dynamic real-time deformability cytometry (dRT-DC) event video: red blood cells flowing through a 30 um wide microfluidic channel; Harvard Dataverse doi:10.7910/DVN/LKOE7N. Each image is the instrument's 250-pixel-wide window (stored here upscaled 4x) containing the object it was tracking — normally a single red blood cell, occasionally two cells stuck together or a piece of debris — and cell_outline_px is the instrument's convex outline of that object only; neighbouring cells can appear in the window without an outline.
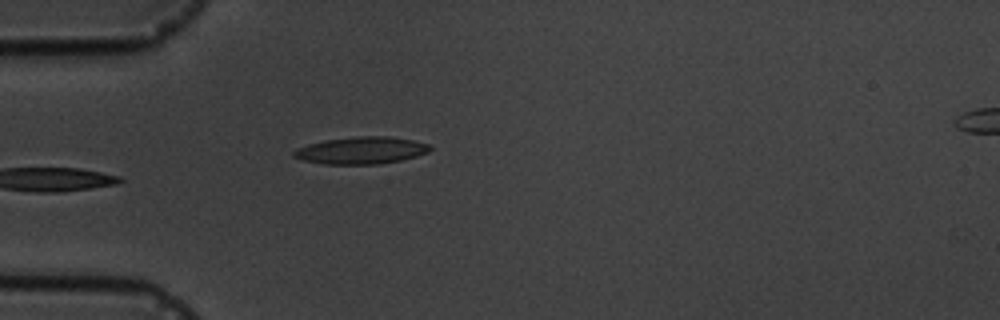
{"species": "common noctule bat (a hibernating species)", "species_latin": "Nyctalus noctula", "temperature_condition": "cold", "stored_images_in_passage": 5, "camera_frame_rate_fps": 3000, "um_per_image_px": 0.085, "animal": {"sex": "male", "body_mass_g": 19.5, "forearm_length_mm": 54.6}, "frame": {"image": 1, "passage_image": 5, "time_ms": 5.667, "image_size_px": [1000, 320], "cell_outline_px": [[432, 148], [428, 152], [416, 156], [400, 160], [380, 164], [324, 164], [304, 160], [292, 156], [292, 152], [296, 148], [308, 144], [324, 140], [356, 136], [388, 136], [412, 140], [428, 144]], "centroid_in_image_um": [30.68, 12.78], "position_along_channel_um": 54.3, "area_um2": 21.5}}